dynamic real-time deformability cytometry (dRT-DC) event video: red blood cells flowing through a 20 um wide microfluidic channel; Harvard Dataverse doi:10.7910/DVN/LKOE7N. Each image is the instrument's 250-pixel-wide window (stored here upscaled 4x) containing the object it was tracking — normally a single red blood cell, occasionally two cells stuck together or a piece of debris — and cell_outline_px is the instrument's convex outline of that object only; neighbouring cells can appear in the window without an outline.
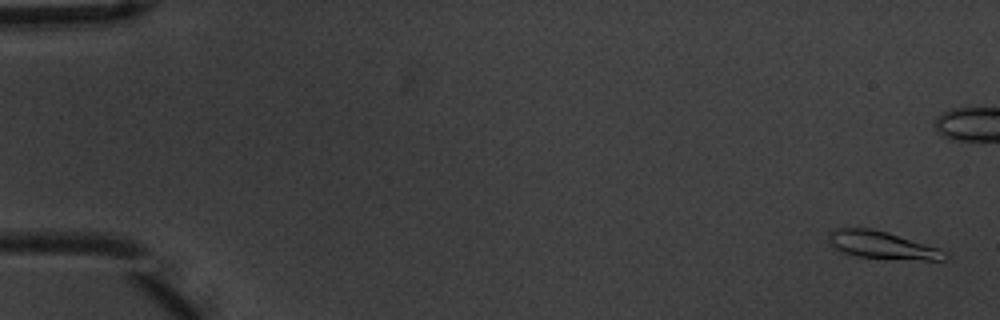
{"species": "common noctule bat (a hibernating species)", "species_latin": "Nyctalus noctula", "temperature_condition": "warm", "stored_images_in_passage": 4, "camera_frame_rate_fps": 3000, "um_per_image_px": 0.085, "animal": {"sex": "male", "body_mass_g": 20.1, "forearm_length_mm": 53.5}, "frame": {"image": 1, "passage_image": 1, "time_ms": 0.0, "image_size_px": [1000, 320], "cell_outline_px": [[952, 256], [944, 260], [924, 260], [856, 256], [844, 252], [836, 248], [828, 240], [828, 232], [836, 228], [868, 228], [888, 232], [940, 248]], "centroid_in_image_um": [75.04, 20.83], "position_along_channel_um": 10.0, "area_um2": 18.55}}